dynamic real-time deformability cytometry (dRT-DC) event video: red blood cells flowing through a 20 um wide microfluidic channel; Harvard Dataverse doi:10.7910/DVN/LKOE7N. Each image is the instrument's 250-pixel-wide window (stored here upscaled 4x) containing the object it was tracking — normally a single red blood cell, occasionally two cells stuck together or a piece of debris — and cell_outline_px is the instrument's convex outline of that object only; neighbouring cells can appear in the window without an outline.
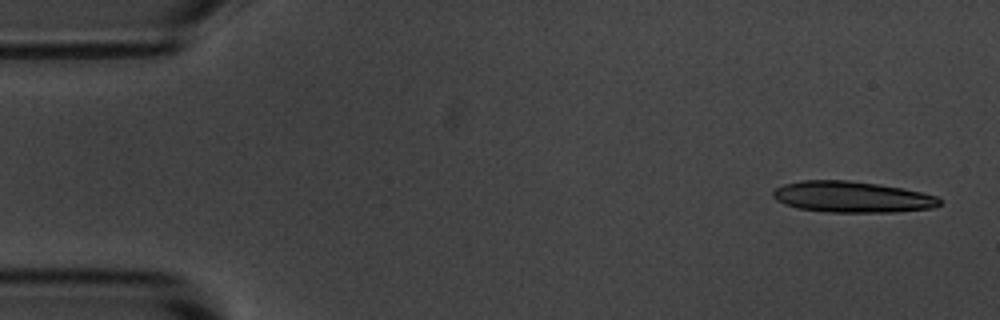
{"species": "common noctule bat (a hibernating species)", "species_latin": "Nyctalus noctula", "temperature_condition": "room temperature", "stored_images_in_passage": 4, "camera_frame_rate_fps": 3000, "um_per_image_px": 0.085, "animal": {"sex": "male", "body_mass_g": 20.1, "forearm_length_mm": 53.5}, "frame": {"image": 1, "passage_image": 1, "time_ms": 0.0, "image_size_px": [1000, 320], "cell_outline_px": [[940, 204], [932, 208], [896, 212], [828, 212], [800, 208], [784, 204], [776, 200], [772, 196], [772, 192], [776, 188], [784, 184], [800, 180], [848, 180], [876, 184], [900, 188], [920, 192], [936, 196], [940, 200]], "centroid_in_image_um": [72.39, 16.74], "position_along_channel_um": 12.6, "area_um2": 30.0}}